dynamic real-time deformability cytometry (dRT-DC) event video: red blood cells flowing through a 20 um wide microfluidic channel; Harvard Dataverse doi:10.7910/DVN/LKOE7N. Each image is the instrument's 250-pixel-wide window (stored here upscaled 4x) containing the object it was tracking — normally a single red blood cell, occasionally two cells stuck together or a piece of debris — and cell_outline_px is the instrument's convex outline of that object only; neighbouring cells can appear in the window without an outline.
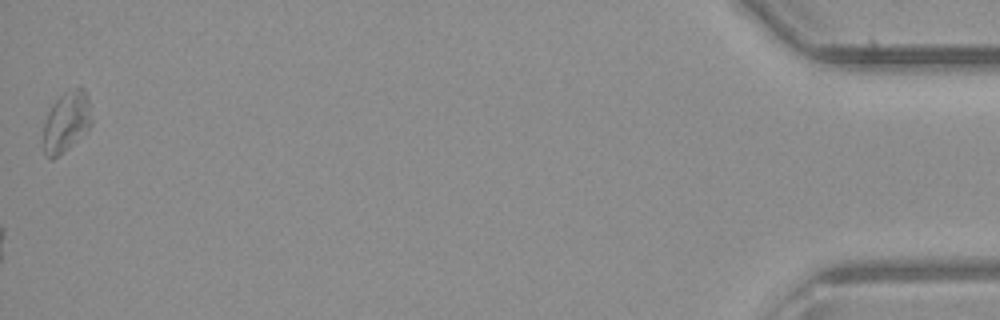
{"species": "common noctule bat (a hibernating species)", "species_latin": "Nyctalus noctula", "temperature_condition": "room temperature", "stored_images_in_passage": 40, "camera_frame_rate_fps": 3000, "um_per_image_px": 0.085, "animal": {"sex": "male", "body_mass_g": 23.1, "forearm_length_mm": 52.7}, "frame": {"image": 1, "passage_image": 40, "time_ms": 13.0, "image_size_px": [1000, 320], "cell_outline_px": [[92, 124], [88, 132], [68, 148], [52, 160], [44, 152], [44, 124], [48, 112], [52, 104], [64, 92], [80, 84], [84, 88], [88, 100], [92, 120]], "centroid_in_image_um": [5.68, 10.32], "position_along_channel_um": 429.5, "area_um2": 17.17}}